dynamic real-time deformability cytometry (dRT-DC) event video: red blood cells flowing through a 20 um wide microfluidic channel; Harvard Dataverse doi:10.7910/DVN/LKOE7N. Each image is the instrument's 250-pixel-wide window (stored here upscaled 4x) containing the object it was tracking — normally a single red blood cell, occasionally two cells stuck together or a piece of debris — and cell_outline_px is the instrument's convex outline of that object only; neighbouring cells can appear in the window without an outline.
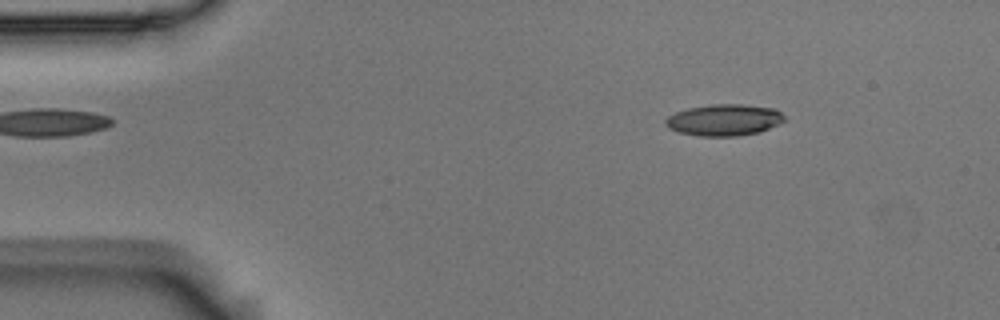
{"species": "Egyptian fruit bat (a non-hibernating species)", "species_latin": "Rousettus aegyptiacus", "temperature_condition": "room temperature", "stored_images_in_passage": 7, "camera_frame_rate_fps": 3000, "um_per_image_px": 0.085, "animal": {"sex": "male"}, "frame": {"image": 1, "passage_image": 2, "time_ms": 0.333, "image_size_px": [1000, 320], "cell_outline_px": [[784, 120], [760, 132], [736, 136], [700, 136], [680, 132], [668, 128], [664, 124], [664, 120], [668, 116], [676, 112], [688, 108], [712, 104], [740, 104], [776, 108], [784, 116]], "centroid_in_image_um": [61.52, 10.19], "position_along_channel_um": 23.5, "area_um2": 21.73}}
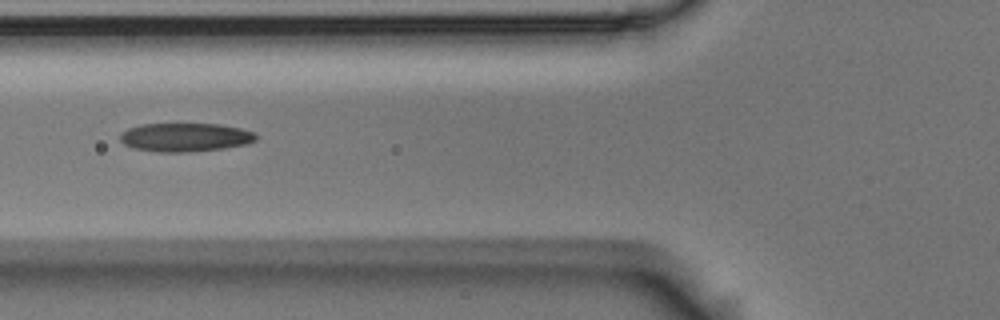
{"frame": {"image": 2, "passage_image": 5, "time_ms": 1.333, "image_size_px": [1000, 320], "cell_outline_px": [[256, 140], [244, 144], [224, 148], [188, 152], [160, 152], [132, 148], [124, 144], [120, 140], [120, 132], [128, 128], [140, 124], [220, 124], [240, 128], [256, 132]], "centroid_in_image_um": [15.71, 11.66], "position_along_channel_um": 110.1, "area_um2": 22.72}}
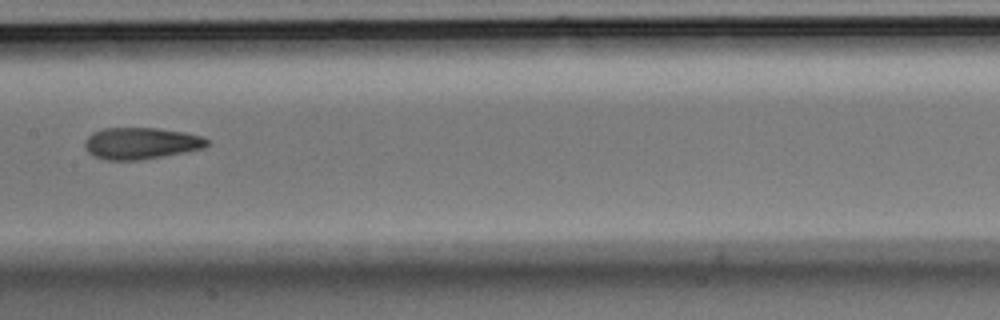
{"frame": {"image": 3, "passage_image": 7, "time_ms": 2.0, "image_size_px": [1000, 320], "cell_outline_px": [[208, 144], [204, 148], [164, 156], [140, 160], [104, 160], [92, 156], [84, 148], [84, 140], [92, 132], [104, 128], [156, 128], [184, 132], [204, 136], [208, 140]], "centroid_in_image_um": [11.95, 12.18], "position_along_channel_um": 195.5, "area_um2": 22.77}}